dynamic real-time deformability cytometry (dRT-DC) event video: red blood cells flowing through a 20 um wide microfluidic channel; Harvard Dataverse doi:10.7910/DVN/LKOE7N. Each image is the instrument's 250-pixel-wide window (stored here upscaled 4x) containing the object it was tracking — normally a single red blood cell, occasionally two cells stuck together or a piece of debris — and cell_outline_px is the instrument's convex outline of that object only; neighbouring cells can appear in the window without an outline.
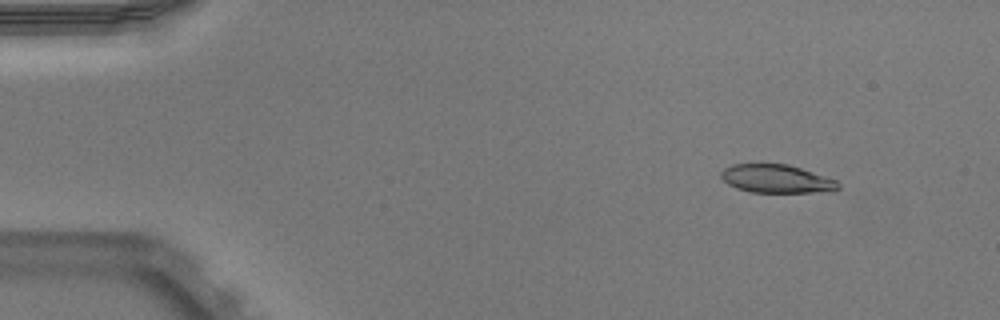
{"species": "Egyptian fruit bat (a non-hibernating species)", "species_latin": "Rousettus aegyptiacus", "temperature_condition": "warm", "stored_images_in_passage": 46, "camera_frame_rate_fps": 3000, "um_per_image_px": 0.085, "animal": {"sex": "male"}, "frame": {"image": 1, "passage_image": 1, "time_ms": 0.0, "image_size_px": [1000, 320], "cell_outline_px": [[840, 188], [836, 192], [752, 192], [736, 188], [728, 184], [720, 176], [720, 172], [724, 168], [732, 164], [788, 164], [836, 180], [840, 184]], "centroid_in_image_um": [66.02, 15.21], "position_along_channel_um": 19.0, "area_um2": 19.36}}
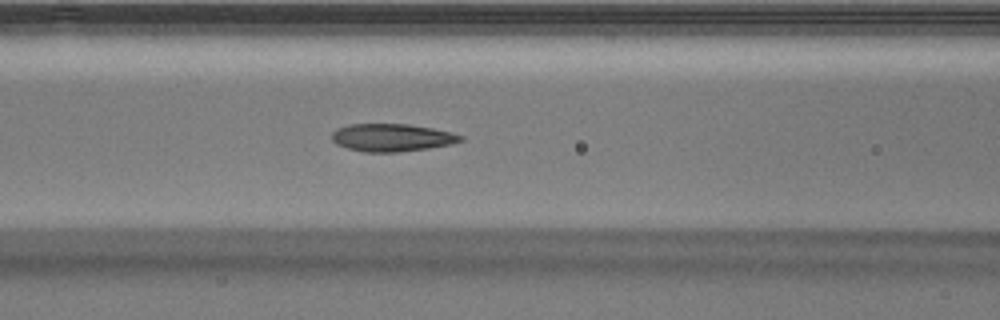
{"frame": {"image": 2, "passage_image": 17, "time_ms": 5.333, "image_size_px": [1000, 320], "cell_outline_px": [[464, 140], [452, 144], [428, 148], [400, 152], [364, 152], [348, 148], [336, 144], [332, 140], [332, 132], [336, 128], [348, 124], [408, 124], [432, 128], [464, 136]], "centroid_in_image_um": [33.29, 11.69], "position_along_channel_um": 133.3, "area_um2": 20.81}}
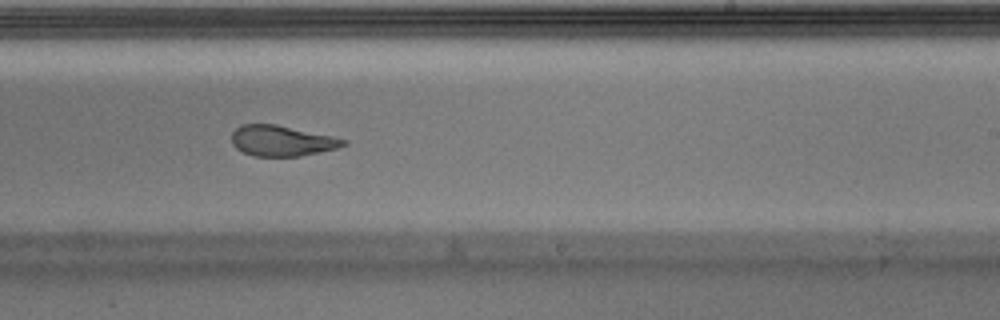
{"frame": {"image": 3, "passage_image": 27, "time_ms": 8.667, "image_size_px": [1000, 320], "cell_outline_px": [[348, 144], [336, 148], [300, 156], [252, 156], [236, 148], [232, 144], [232, 132], [240, 124], [276, 124], [332, 136], [348, 140]], "centroid_in_image_um": [23.93, 11.96], "position_along_channel_um": 265.1, "area_um2": 19.88}, "authors_computed_cell_mechanics": {"area_um2": 21.0681, "velocity_mm_per_s": 3.9577, "shape_relaxation_time_tau1_ms": null, "shape_relaxation_time_tau2_ms": 1.75, "deformation_change_tau1": null, "deformation_change_tau2": 0.0837}}